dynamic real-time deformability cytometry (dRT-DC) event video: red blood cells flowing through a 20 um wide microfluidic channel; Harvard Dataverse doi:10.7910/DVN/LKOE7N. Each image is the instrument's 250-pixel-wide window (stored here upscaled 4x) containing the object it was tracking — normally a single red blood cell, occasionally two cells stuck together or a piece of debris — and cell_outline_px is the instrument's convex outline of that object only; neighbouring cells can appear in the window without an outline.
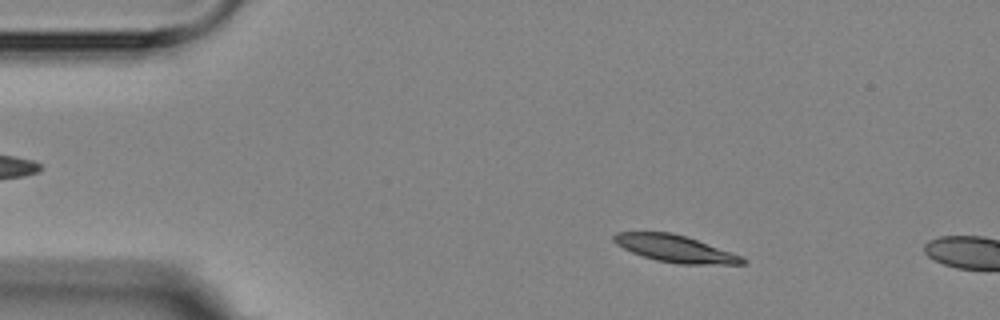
{"species": "Egyptian fruit bat (a non-hibernating species)", "species_latin": "Rousettus aegyptiacus", "temperature_condition": "room temperature", "stored_images_in_passage": 3, "camera_frame_rate_fps": 3000, "um_per_image_px": 0.085, "animal": {"sex": "female"}, "frame": {"image": 1, "passage_image": 2, "time_ms": 1.333, "image_size_px": [1000, 320], "cell_outline_px": [[748, 260], [744, 264], [680, 264], [656, 260], [632, 252], [616, 244], [612, 240], [612, 236], [616, 232], [672, 232], [744, 256]], "centroid_in_image_um": [57.4, 21.14], "position_along_channel_um": 27.6, "area_um2": 20.11}}